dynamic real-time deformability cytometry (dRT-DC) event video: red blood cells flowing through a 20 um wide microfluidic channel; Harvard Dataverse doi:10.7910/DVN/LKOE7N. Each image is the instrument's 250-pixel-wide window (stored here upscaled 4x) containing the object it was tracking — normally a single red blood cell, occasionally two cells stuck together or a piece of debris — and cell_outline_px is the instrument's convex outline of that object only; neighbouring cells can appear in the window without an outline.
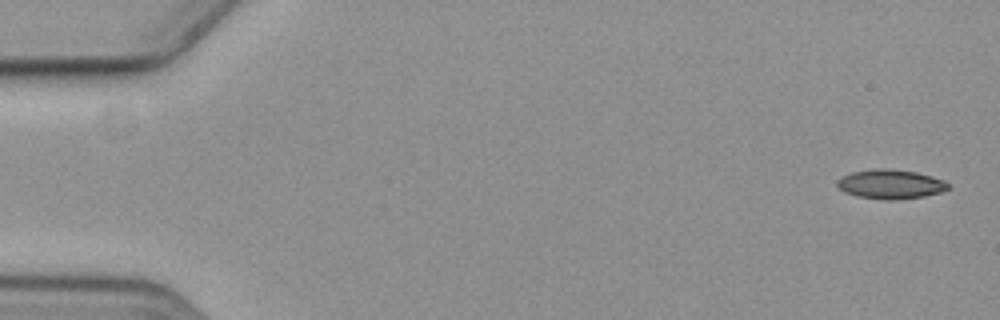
{"species": "common noctule bat (a hibernating species)", "species_latin": "Nyctalus noctula", "temperature_condition": "cold", "stored_images_in_passage": 7, "camera_frame_rate_fps": 3000, "um_per_image_px": 0.085, "animal": {"sex": "female", "body_mass_g": 19.3, "forearm_length_mm": 54.1}, "frame": {"image": 1, "passage_image": 1, "time_ms": 0.0, "image_size_px": [1000, 320], "cell_outline_px": [[948, 188], [940, 192], [924, 196], [892, 200], [888, 200], [856, 196], [844, 192], [836, 184], [836, 180], [852, 172], [876, 168], [888, 168], [916, 172], [932, 176], [944, 180], [948, 184]], "centroid_in_image_um": [75.67, 15.65], "position_along_channel_um": 9.3, "area_um2": 18.84}}
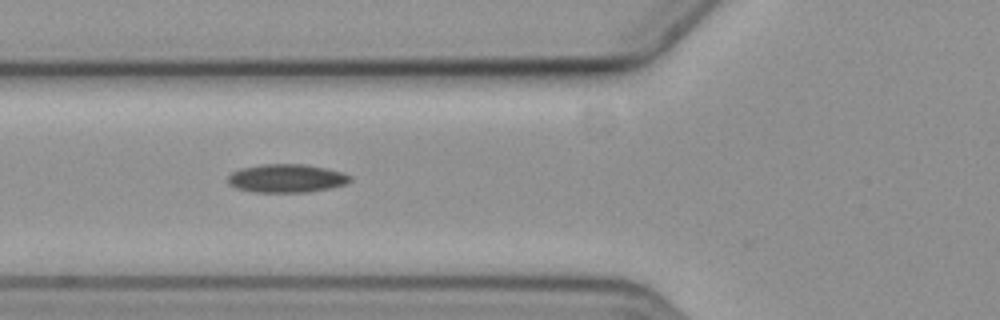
{"frame": {"image": 2, "passage_image": 6, "time_ms": 6.667, "image_size_px": [1000, 320], "cell_outline_px": [[352, 180], [348, 184], [308, 192], [252, 192], [236, 188], [228, 184], [228, 176], [232, 172], [240, 168], [264, 164], [304, 164], [324, 168], [340, 172], [352, 176]], "centroid_in_image_um": [24.34, 15.16], "position_along_channel_um": 101.5, "area_um2": 20.23}}
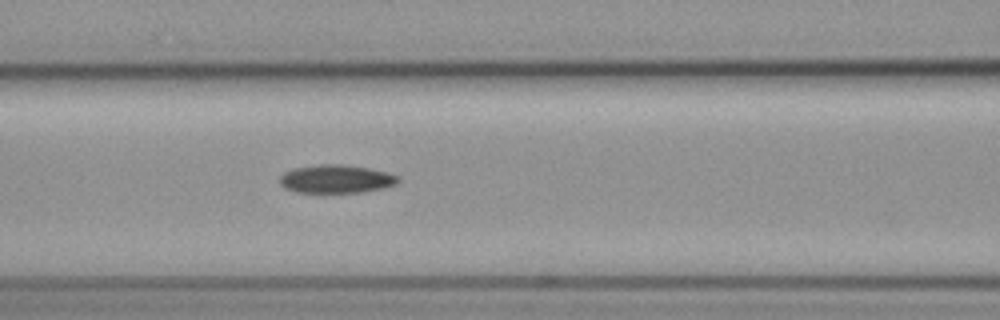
{"frame": {"image": 3, "passage_image": 7, "time_ms": 7.667, "image_size_px": [1000, 320], "cell_outline_px": [[400, 180], [396, 184], [384, 188], [360, 192], [296, 192], [284, 188], [280, 184], [280, 176], [284, 172], [296, 168], [320, 164], [340, 164], [368, 168], [388, 172], [400, 176]], "centroid_in_image_um": [28.6, 15.21], "position_along_channel_um": 138.0, "area_um2": 19.48}}